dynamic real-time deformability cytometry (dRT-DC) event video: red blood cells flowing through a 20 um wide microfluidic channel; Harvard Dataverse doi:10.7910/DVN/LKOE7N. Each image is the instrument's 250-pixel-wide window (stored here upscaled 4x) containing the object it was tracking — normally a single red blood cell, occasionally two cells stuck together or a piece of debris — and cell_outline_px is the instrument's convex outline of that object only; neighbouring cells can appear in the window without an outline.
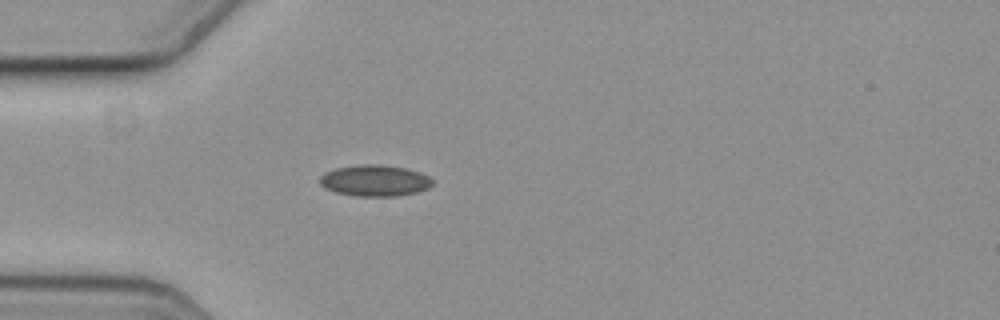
{"species": "common noctule bat (a hibernating species)", "species_latin": "Nyctalus noctula", "temperature_condition": "cold", "stored_images_in_passage": 3, "camera_frame_rate_fps": 3000, "um_per_image_px": 0.085, "animal": {"sex": "female", "body_mass_g": 19.3, "forearm_length_mm": 54.1}, "frame": {"image": 1, "passage_image": 3, "time_ms": 0.667, "image_size_px": [1000, 320], "cell_outline_px": [[432, 184], [428, 188], [416, 192], [396, 196], [352, 196], [336, 192], [324, 188], [320, 184], [320, 176], [324, 172], [336, 168], [360, 164], [380, 164], [404, 168], [420, 172], [428, 176], [432, 180]], "centroid_in_image_um": [31.82, 15.35], "position_along_channel_um": 53.2, "area_um2": 20.58}}